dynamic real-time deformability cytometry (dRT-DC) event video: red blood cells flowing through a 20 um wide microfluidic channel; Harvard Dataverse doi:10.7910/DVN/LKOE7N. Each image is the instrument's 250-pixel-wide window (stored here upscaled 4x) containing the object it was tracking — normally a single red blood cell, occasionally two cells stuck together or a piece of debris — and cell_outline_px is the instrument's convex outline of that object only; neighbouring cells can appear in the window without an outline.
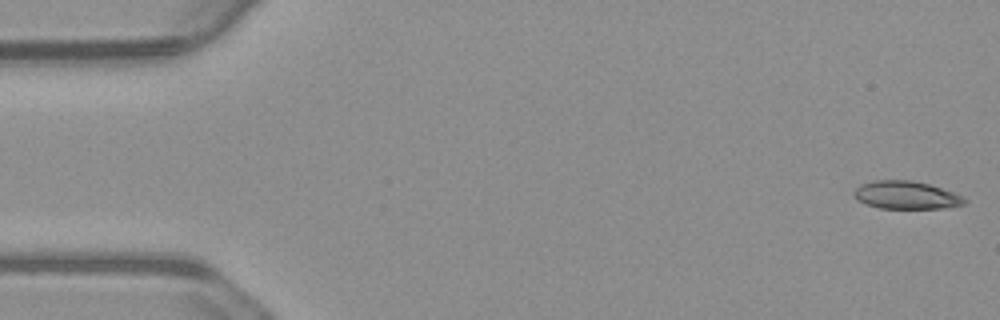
{"species": "common noctule bat (a hibernating species)", "species_latin": "Nyctalus noctula", "temperature_condition": "warm", "stored_images_in_passage": 55, "camera_frame_rate_fps": 3000, "um_per_image_px": 0.085, "animal": {"sex": "male", "body_mass_g": 23.1, "forearm_length_mm": 52.7}, "frame": {"image": 1, "passage_image": 1, "time_ms": 0.0, "image_size_px": [1000, 320], "cell_outline_px": [[968, 200], [964, 204], [948, 208], [880, 208], [856, 200], [852, 192], [860, 184], [872, 180], [912, 180], [928, 184], [964, 196]], "centroid_in_image_um": [77.01, 16.58], "position_along_channel_um": 8.0, "area_um2": 18.03}}
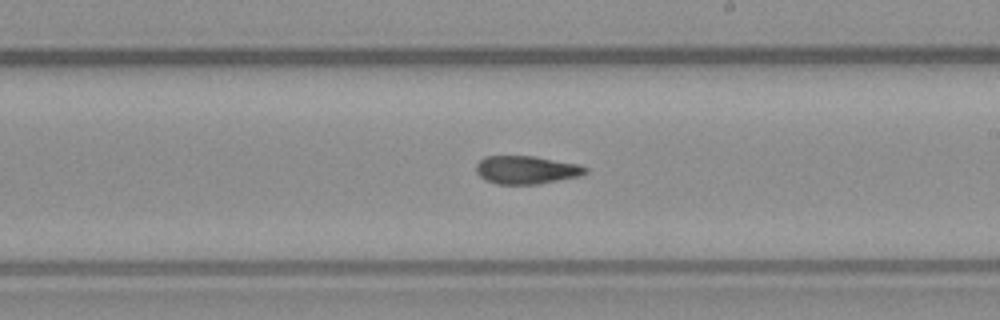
{"frame": {"image": 2, "passage_image": 31, "time_ms": 10.0, "image_size_px": [1000, 320], "cell_outline_px": [[588, 172], [584, 176], [540, 184], [496, 184], [480, 176], [476, 172], [476, 164], [484, 156], [536, 156], [580, 164], [588, 168]], "centroid_in_image_um": [44.82, 14.44], "position_along_channel_um": 244.2, "area_um2": 18.26}}
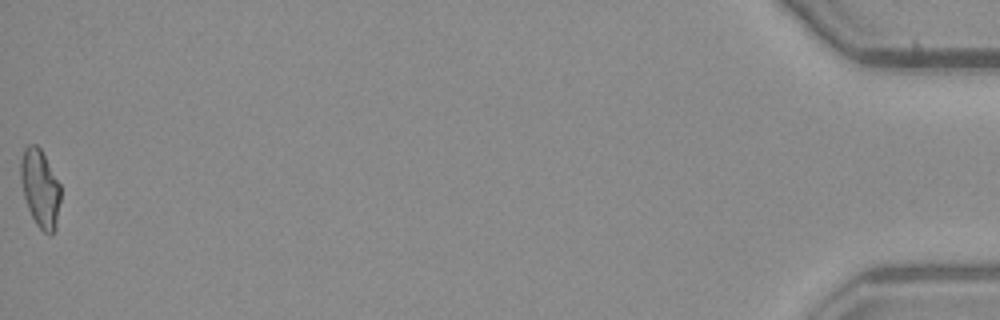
{"frame": {"image": 3, "passage_image": 55, "time_ms": 18.0, "image_size_px": [1000, 320], "cell_outline_px": [[60, 200], [56, 228], [52, 236], [48, 236], [36, 224], [28, 208], [24, 196], [20, 180], [20, 160], [24, 148], [28, 144], [36, 144], [40, 148], [60, 184]], "centroid_in_image_um": [3.41, 16.02], "position_along_channel_um": 431.8, "area_um2": 18.21}, "authors_computed_cell_mechanics": {"area_um2": 18.3804, "velocity_mm_per_s": 3.7323, "shape_relaxation_time_tau1_ms": null, "shape_relaxation_time_tau2_ms": 3.9828, "deformation_change_tau1": null, "deformation_change_tau2": 0.1198}}